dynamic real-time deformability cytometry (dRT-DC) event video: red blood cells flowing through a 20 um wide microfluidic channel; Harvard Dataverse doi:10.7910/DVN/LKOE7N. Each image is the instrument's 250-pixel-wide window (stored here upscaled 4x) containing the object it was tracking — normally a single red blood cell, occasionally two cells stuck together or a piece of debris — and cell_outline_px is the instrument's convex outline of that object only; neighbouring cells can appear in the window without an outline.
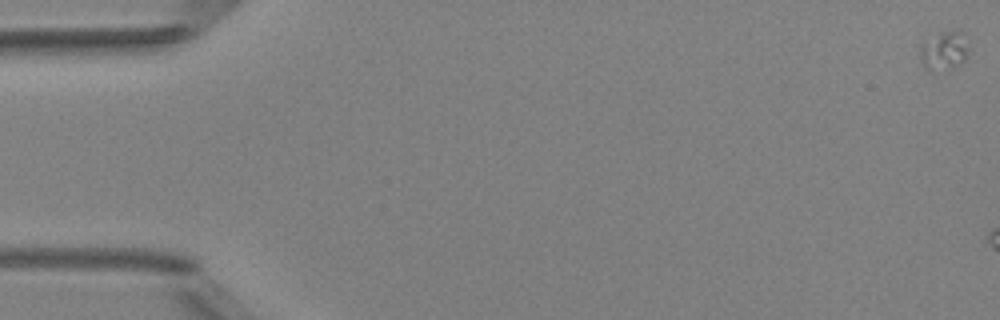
{"species": "Egyptian fruit bat (a non-hibernating species)", "species_latin": "Rousettus aegyptiacus", "temperature_condition": "room temperature", "stored_images_in_passage": 5, "camera_frame_rate_fps": 3000, "um_per_image_px": 0.085, "animal": {"sex": "female"}, "frame": {"image": 1, "passage_image": 1, "time_ms": 0.0, "image_size_px": [1000, 320], "cell_outline_px": [[968, 56], [960, 64], [952, 68], [932, 72], [928, 72], [924, 68], [920, 60], [920, 48], [924, 44], [940, 32], [960, 28], [964, 32], [968, 52]], "centroid_in_image_um": [80.27, 4.32], "position_along_channel_um": 4.7, "area_um2": 11.21}}